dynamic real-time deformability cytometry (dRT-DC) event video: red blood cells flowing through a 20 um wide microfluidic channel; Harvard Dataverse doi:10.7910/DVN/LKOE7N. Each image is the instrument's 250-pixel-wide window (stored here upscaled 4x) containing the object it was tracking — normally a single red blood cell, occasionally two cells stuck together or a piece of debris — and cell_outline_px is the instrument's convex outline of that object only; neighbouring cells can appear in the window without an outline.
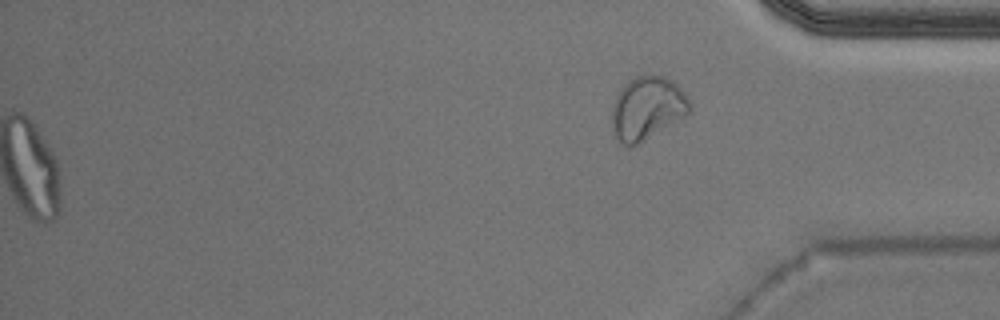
{"species": "Egyptian fruit bat (a non-hibernating species)", "species_latin": "Rousettus aegyptiacus", "temperature_condition": "warm", "stored_images_in_passage": 53, "segment_of_instrument_passage": [2, 2], "camera_frame_rate_fps": 3000, "um_per_image_px": 0.085, "animal": {"sex": "male"}, "frame": {"image": 1, "passage_image": 53, "time_ms": 17.333, "image_size_px": [1000, 320], "cell_outline_px": [[692, 108], [688, 112], [632, 148], [628, 148], [612, 132], [612, 104], [620, 88], [628, 80], [636, 76], [664, 76], [672, 80], [684, 92], [692, 104]], "centroid_in_image_um": [54.97, 9.18], "position_along_channel_um": 380.2, "area_um2": 28.32}}